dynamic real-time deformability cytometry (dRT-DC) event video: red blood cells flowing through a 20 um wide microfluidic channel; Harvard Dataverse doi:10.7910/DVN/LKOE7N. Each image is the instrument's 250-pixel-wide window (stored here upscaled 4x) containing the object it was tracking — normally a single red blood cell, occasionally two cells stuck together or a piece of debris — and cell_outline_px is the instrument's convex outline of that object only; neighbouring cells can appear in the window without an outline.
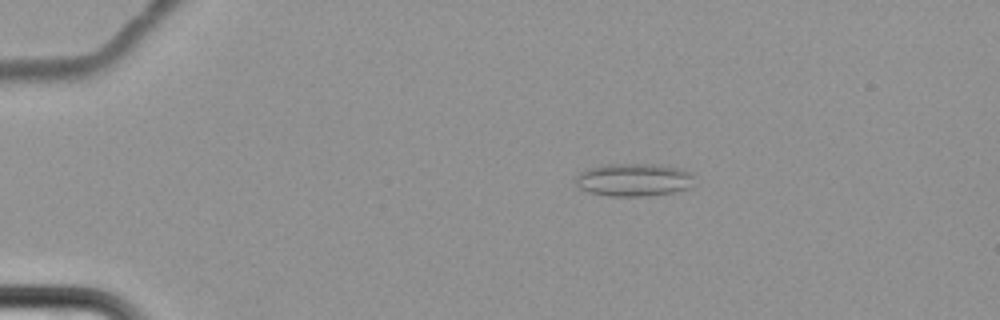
{"species": "common noctule bat (a hibernating species)", "species_latin": "Nyctalus noctula", "temperature_condition": "cold", "stored_images_in_passage": 10, "camera_frame_rate_fps": 3000, "um_per_image_px": 0.085, "animal": {"sex": "female", "body_mass_g": 22.7, "forearm_length_mm": 54.2}, "frame": {"image": 1, "passage_image": 1, "time_ms": 0.0, "image_size_px": [1000, 320], "cell_outline_px": [[692, 176], [688, 188], [672, 192], [648, 196], [608, 196], [588, 192], [580, 188], [576, 184], [576, 176], [580, 172], [588, 168], [604, 164], [660, 164], [680, 168], [692, 172]], "centroid_in_image_um": [53.83, 15.27], "position_along_channel_um": 31.2, "area_um2": 22.77}}
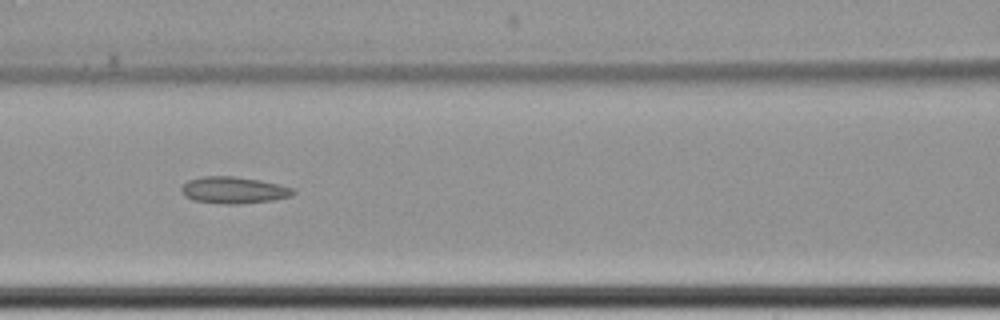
{"frame": {"image": 2, "passage_image": 6, "time_ms": 5.667, "image_size_px": [1000, 320], "cell_outline_px": [[296, 192], [292, 196], [272, 200], [240, 204], [224, 204], [192, 200], [184, 196], [180, 188], [188, 180], [200, 176], [232, 176], [260, 180], [280, 184], [292, 188]], "centroid_in_image_um": [19.85, 16.16], "position_along_channel_um": 146.7, "area_um2": 17.51}}
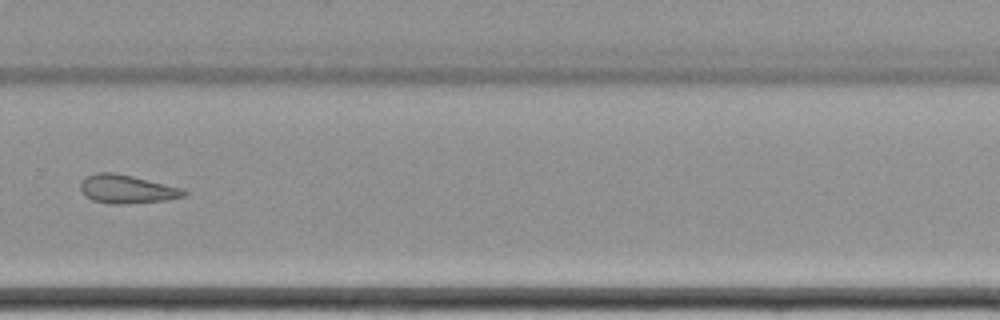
{"frame": {"image": 3, "passage_image": 10, "time_ms": 10.667, "image_size_px": [1000, 320], "cell_outline_px": [[188, 192], [184, 196], [164, 200], [120, 204], [108, 204], [92, 200], [84, 196], [80, 188], [80, 184], [88, 176], [96, 172], [112, 172], [132, 176], [184, 188]], "centroid_in_image_um": [10.78, 16.07], "position_along_channel_um": 319.0, "area_um2": 17.11}}